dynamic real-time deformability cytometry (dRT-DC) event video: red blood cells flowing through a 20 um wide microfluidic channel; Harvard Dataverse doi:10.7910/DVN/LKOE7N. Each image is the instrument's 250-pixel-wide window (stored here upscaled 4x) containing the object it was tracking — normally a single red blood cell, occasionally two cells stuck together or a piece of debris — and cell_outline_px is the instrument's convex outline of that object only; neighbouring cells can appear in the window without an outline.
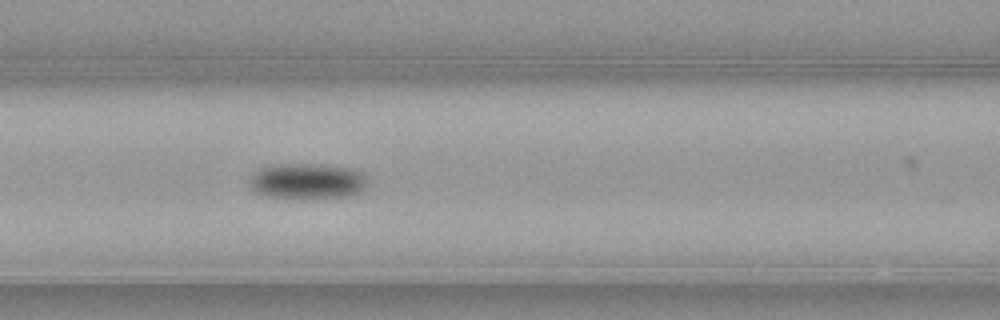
{"species": "common noctule bat (a hibernating species)", "species_latin": "Nyctalus noctula", "temperature_condition": "warm", "stored_images_in_passage": 34, "camera_frame_rate_fps": 3000, "um_per_image_px": 0.085, "animal": {"sex": "female", "body_mass_g": 21.9}, "frame": {"image": 1, "passage_image": 10, "time_ms": 3.0, "image_size_px": [1000, 320], "cell_outline_px": [[368, 184], [360, 192], [348, 196], [304, 200], [268, 196], [256, 192], [252, 188], [252, 176], [264, 164], [332, 164], [352, 168], [368, 176]], "centroid_in_image_um": [26.19, 15.4], "position_along_channel_um": 140.4, "area_um2": 25.26}, "authors_computed_cell_mechanics": {"area_um2": 23.9003, "velocity_mm_per_s": 3.8786, "shape_relaxation_time_tau1_ms": 2.6195, "shape_relaxation_time_tau2_ms": null, "deformation_change_tau1": 0.1074, "deformation_change_tau2": null}}